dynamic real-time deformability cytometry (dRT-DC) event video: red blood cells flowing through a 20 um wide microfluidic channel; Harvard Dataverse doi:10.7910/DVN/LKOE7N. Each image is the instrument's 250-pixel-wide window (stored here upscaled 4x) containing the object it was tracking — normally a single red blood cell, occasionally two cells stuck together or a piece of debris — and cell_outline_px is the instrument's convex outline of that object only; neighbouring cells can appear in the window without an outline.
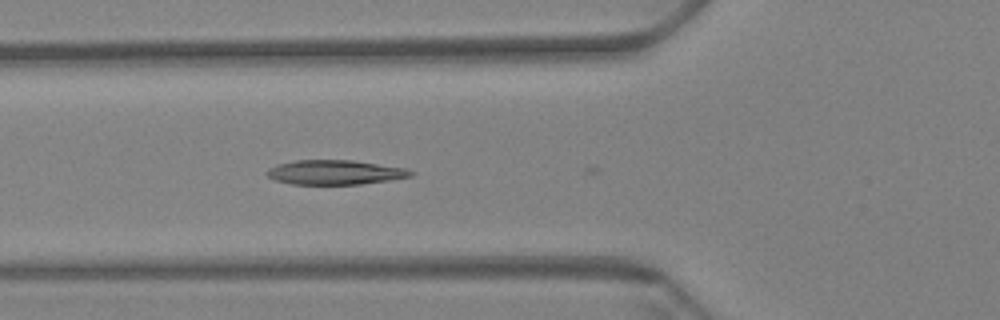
{"species": "Egyptian fruit bat (a non-hibernating species)", "species_latin": "Rousettus aegyptiacus", "temperature_condition": "warm", "stored_images_in_passage": 41, "camera_frame_rate_fps": 3000, "um_per_image_px": 0.085, "animal": {"sex": "female"}, "frame": {"image": 1, "passage_image": 3, "time_ms": 0.667, "image_size_px": [1000, 320], "cell_outline_px": [[416, 172], [412, 176], [388, 180], [360, 184], [292, 184], [276, 180], [268, 176], [264, 172], [268, 168], [280, 164], [296, 160], [352, 160], [404, 168]], "centroid_in_image_um": [28.46, 14.65], "position_along_channel_um": 97.3, "area_um2": 20.35}}
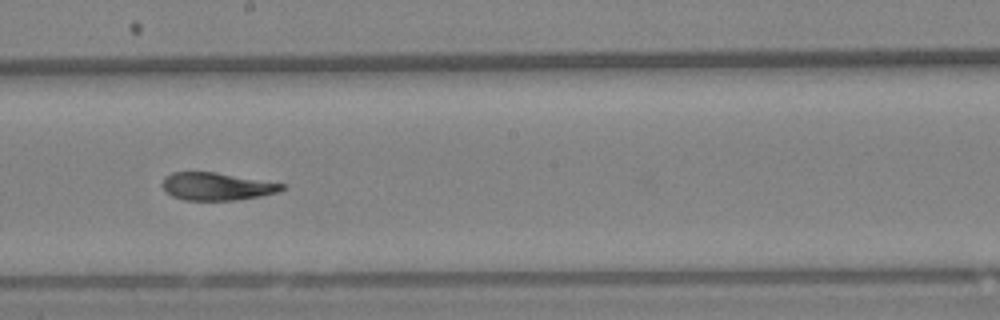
{"frame": {"image": 2, "passage_image": 15, "time_ms": 4.667, "image_size_px": [1000, 320], "cell_outline_px": [[288, 188], [280, 192], [260, 196], [236, 200], [184, 200], [172, 196], [160, 184], [164, 176], [172, 172], [216, 172], [288, 184]], "centroid_in_image_um": [18.48, 15.84], "position_along_channel_um": 229.7, "area_um2": 19.59}}
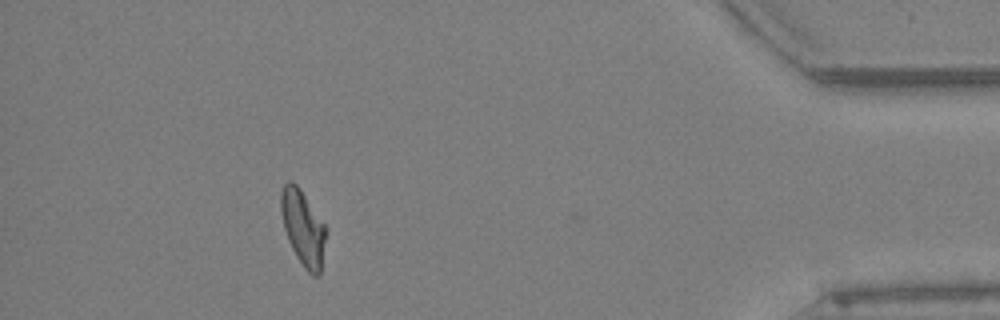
{"frame": {"image": 3, "passage_image": 36, "time_ms": 11.667, "image_size_px": [1000, 320], "cell_outline_px": [[328, 232], [320, 272], [316, 276], [312, 276], [304, 268], [296, 256], [288, 240], [284, 228], [280, 212], [280, 192], [284, 184], [288, 180], [292, 180], [300, 188], [328, 228]], "centroid_in_image_um": [25.77, 19.34], "position_along_channel_um": 409.4, "area_um2": 20.17}, "authors_computed_cell_mechanics": {"area_um2": 20.1722, "velocity_mm_per_s": 3.3292, "shape_relaxation_time_tau1_ms": 9.1711, "shape_relaxation_time_tau2_ms": 2.2448, "deformation_change_tau1": 0.231, "deformation_change_tau2": 0.0805}}